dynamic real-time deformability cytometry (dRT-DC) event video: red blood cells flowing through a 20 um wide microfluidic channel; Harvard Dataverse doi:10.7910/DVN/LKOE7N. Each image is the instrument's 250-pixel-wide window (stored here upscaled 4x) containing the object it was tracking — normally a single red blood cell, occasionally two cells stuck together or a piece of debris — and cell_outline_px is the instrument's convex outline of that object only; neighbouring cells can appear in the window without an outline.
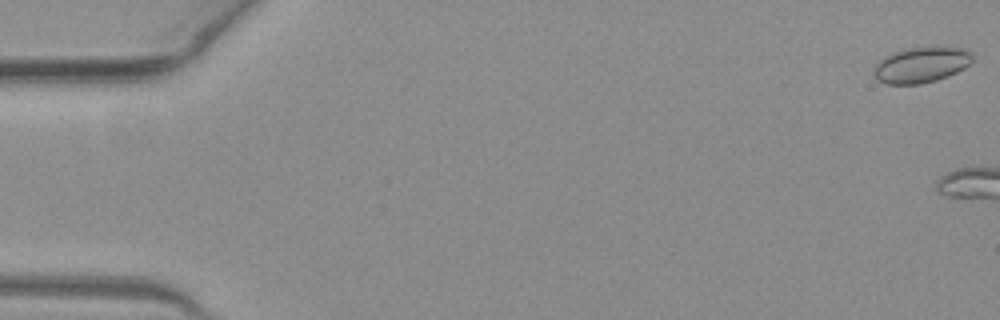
{"species": "common noctule bat (a hibernating species)", "species_latin": "Nyctalus noctula", "temperature_condition": "warm", "stored_images_in_passage": 4, "camera_frame_rate_fps": 3000, "um_per_image_px": 0.085, "animal": {"sex": "female", "body_mass_g": 19.3, "forearm_length_mm": 54.1}, "frame": {"image": 1, "passage_image": 1, "time_ms": 0.0, "image_size_px": [1000, 320], "cell_outline_px": [[972, 60], [964, 68], [948, 76], [936, 80], [920, 84], [888, 84], [876, 80], [872, 72], [876, 64], [884, 56], [892, 52], [908, 48], [964, 48], [972, 56]], "centroid_in_image_um": [78.23, 5.54], "position_along_channel_um": 6.8, "area_um2": 20.23}}